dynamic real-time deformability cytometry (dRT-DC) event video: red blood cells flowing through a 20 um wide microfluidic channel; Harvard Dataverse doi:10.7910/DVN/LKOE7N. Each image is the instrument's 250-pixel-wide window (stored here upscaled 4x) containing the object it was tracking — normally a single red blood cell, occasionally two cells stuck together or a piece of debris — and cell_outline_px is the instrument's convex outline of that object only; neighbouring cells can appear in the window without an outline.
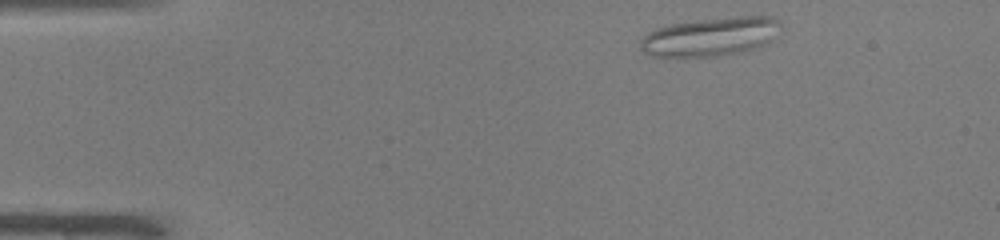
{"species": "common noctule bat (a hibernating species)", "species_latin": "Nyctalus noctula", "temperature_condition": "warm", "stored_images_in_passage": 43, "camera_frame_rate_fps": 3000, "um_per_image_px": 0.085, "animal": {"sex": "male", "body_mass_g": 19.0, "forearm_length_mm": 50.8}, "frame": {"image": 1, "passage_image": 1, "time_ms": 0.0, "image_size_px": [1000, 240], "cell_outline_px": [[780, 24], [772, 40], [768, 44], [748, 52], [720, 56], [652, 56], [644, 52], [640, 48], [640, 40], [648, 32], [656, 28], [668, 24], [700, 20], [740, 16], [772, 16], [780, 20]], "centroid_in_image_um": [60.42, 3.13], "position_along_channel_um": 24.6, "area_um2": 31.91}}
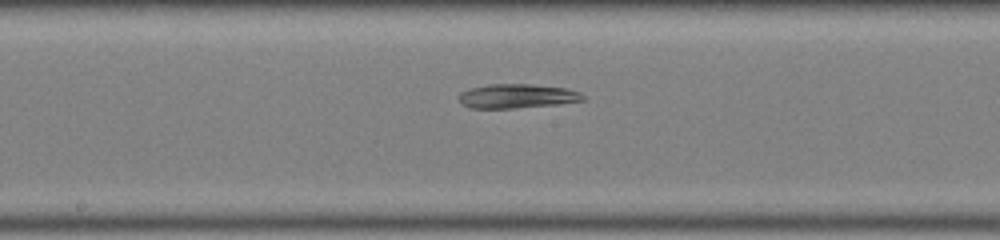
{"frame": {"image": 2, "passage_image": 20, "time_ms": 6.333, "image_size_px": [1000, 240], "cell_outline_px": [[584, 100], [556, 104], [516, 108], [468, 108], [460, 104], [456, 96], [460, 92], [468, 88], [488, 84], [532, 84], [568, 88], [580, 92], [584, 96]], "centroid_in_image_um": [43.87, 8.16], "position_along_channel_um": 204.3, "area_um2": 17.8}}
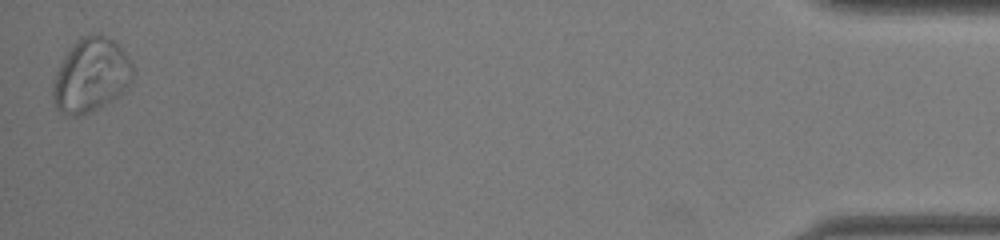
{"frame": {"image": 3, "passage_image": 43, "time_ms": 14.0, "image_size_px": [1000, 240], "cell_outline_px": [[132, 80], [120, 96], [80, 116], [68, 116], [60, 112], [56, 108], [52, 100], [52, 84], [56, 72], [64, 56], [76, 40], [80, 36], [104, 36], [120, 44], [132, 60]], "centroid_in_image_um": [7.72, 6.41], "position_along_channel_um": 427.5, "area_um2": 34.51}, "authors_computed_cell_mechanics": {"area_um2": 23.2356, "velocity_mm_per_s": 4.0429, "shape_relaxation_time_tau1_ms": null, "shape_relaxation_time_tau2_ms": 4.2085, "deformation_change_tau1": null, "deformation_change_tau2": 0.1074}}